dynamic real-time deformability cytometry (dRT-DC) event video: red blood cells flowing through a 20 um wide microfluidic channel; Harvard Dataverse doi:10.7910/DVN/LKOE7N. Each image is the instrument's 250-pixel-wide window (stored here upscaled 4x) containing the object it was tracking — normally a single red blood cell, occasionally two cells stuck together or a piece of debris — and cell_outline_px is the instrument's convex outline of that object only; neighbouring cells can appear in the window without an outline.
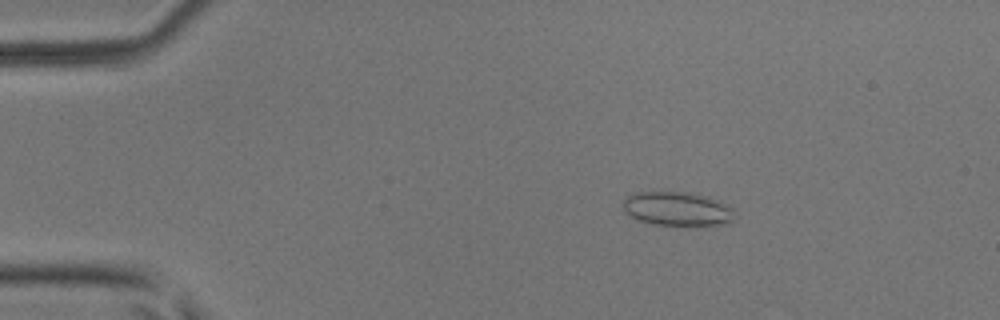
{"species": "common noctule bat (a hibernating species)", "species_latin": "Nyctalus noctula", "temperature_condition": "room temperature", "stored_images_in_passage": 50, "camera_frame_rate_fps": 3000, "um_per_image_px": 0.085, "animal": {"sex": "male", "body_mass_g": 17.9, "forearm_length_mm": 54.2}, "frame": {"image": 1, "passage_image": 8, "time_ms": 2.333, "image_size_px": [1000, 320], "cell_outline_px": [[732, 220], [724, 224], [652, 224], [636, 220], [624, 212], [624, 200], [632, 192], [688, 192], [708, 196], [720, 200], [732, 208]], "centroid_in_image_um": [57.52, 17.72], "position_along_channel_um": 27.5, "area_um2": 21.85}}
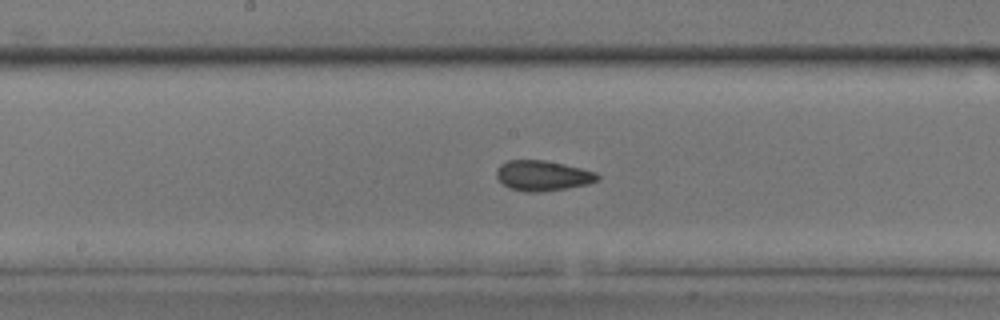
{"frame": {"image": 2, "passage_image": 26, "time_ms": 8.333, "image_size_px": [1000, 320], "cell_outline_px": [[600, 176], [596, 180], [588, 184], [568, 188], [536, 192], [528, 192], [508, 188], [496, 176], [496, 172], [500, 164], [508, 160], [544, 160], [564, 164], [596, 172]], "centroid_in_image_um": [46.11, 14.92], "position_along_channel_um": 202.1, "area_um2": 17.69}}
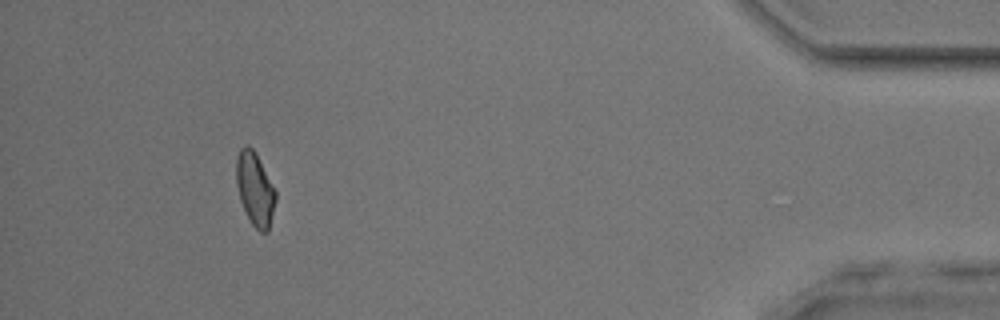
{"frame": {"image": 3, "passage_image": 46, "time_ms": 15.0, "image_size_px": [1000, 320], "cell_outline_px": [[276, 200], [268, 232], [260, 232], [252, 224], [240, 200], [236, 184], [236, 160], [240, 148], [244, 144], [248, 144], [256, 152], [276, 192]], "centroid_in_image_um": [21.67, 16.03], "position_along_channel_um": 413.5, "area_um2": 16.76}, "authors_computed_cell_mechanics": {"area_um2": 17.34, "velocity_mm_per_s": 4.0841, "shape_relaxation_time_tau1_ms": null, "shape_relaxation_time_tau2_ms": 1.6114, "deformation_change_tau1": null, "deformation_change_tau2": 0.0761}}